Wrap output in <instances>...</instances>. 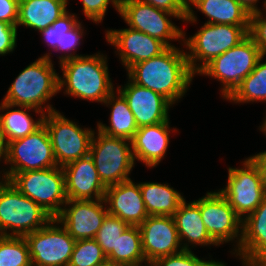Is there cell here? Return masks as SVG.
Here are the masks:
<instances>
[{
  "mask_svg": "<svg viewBox=\"0 0 266 266\" xmlns=\"http://www.w3.org/2000/svg\"><path fill=\"white\" fill-rule=\"evenodd\" d=\"M126 73L133 83L161 94L173 105L184 97L195 77L189 68L186 50L176 46L132 65Z\"/></svg>",
  "mask_w": 266,
  "mask_h": 266,
  "instance_id": "6da1fadb",
  "label": "cell"
},
{
  "mask_svg": "<svg viewBox=\"0 0 266 266\" xmlns=\"http://www.w3.org/2000/svg\"><path fill=\"white\" fill-rule=\"evenodd\" d=\"M59 65L63 75L58 77L59 93L64 90V95L103 104L114 92L107 55L101 52L68 59Z\"/></svg>",
  "mask_w": 266,
  "mask_h": 266,
  "instance_id": "7a4b0ae2",
  "label": "cell"
},
{
  "mask_svg": "<svg viewBox=\"0 0 266 266\" xmlns=\"http://www.w3.org/2000/svg\"><path fill=\"white\" fill-rule=\"evenodd\" d=\"M51 55L52 51L45 53L24 68L1 101L31 107L45 114L56 111L53 105L47 103L59 93V73L54 68Z\"/></svg>",
  "mask_w": 266,
  "mask_h": 266,
  "instance_id": "3957f363",
  "label": "cell"
},
{
  "mask_svg": "<svg viewBox=\"0 0 266 266\" xmlns=\"http://www.w3.org/2000/svg\"><path fill=\"white\" fill-rule=\"evenodd\" d=\"M248 32L249 27L209 23H204L189 38L185 37L186 33L183 31L182 46H186V57L191 72L194 75L198 74L214 58L243 41Z\"/></svg>",
  "mask_w": 266,
  "mask_h": 266,
  "instance_id": "277c9868",
  "label": "cell"
},
{
  "mask_svg": "<svg viewBox=\"0 0 266 266\" xmlns=\"http://www.w3.org/2000/svg\"><path fill=\"white\" fill-rule=\"evenodd\" d=\"M52 218L10 181L0 178V235L24 237L45 226Z\"/></svg>",
  "mask_w": 266,
  "mask_h": 266,
  "instance_id": "5b68a950",
  "label": "cell"
},
{
  "mask_svg": "<svg viewBox=\"0 0 266 266\" xmlns=\"http://www.w3.org/2000/svg\"><path fill=\"white\" fill-rule=\"evenodd\" d=\"M263 56L248 35L238 45L214 58L197 75L209 76L221 83V96L226 100L256 67Z\"/></svg>",
  "mask_w": 266,
  "mask_h": 266,
  "instance_id": "8992f818",
  "label": "cell"
},
{
  "mask_svg": "<svg viewBox=\"0 0 266 266\" xmlns=\"http://www.w3.org/2000/svg\"><path fill=\"white\" fill-rule=\"evenodd\" d=\"M89 154L106 187L131 179L129 175L136 165L131 140L111 137L96 130Z\"/></svg>",
  "mask_w": 266,
  "mask_h": 266,
  "instance_id": "52a82bcc",
  "label": "cell"
},
{
  "mask_svg": "<svg viewBox=\"0 0 266 266\" xmlns=\"http://www.w3.org/2000/svg\"><path fill=\"white\" fill-rule=\"evenodd\" d=\"M241 166L227 169V185L218 191L244 220L266 197V180L259 166L250 157L244 159Z\"/></svg>",
  "mask_w": 266,
  "mask_h": 266,
  "instance_id": "ba28073f",
  "label": "cell"
},
{
  "mask_svg": "<svg viewBox=\"0 0 266 266\" xmlns=\"http://www.w3.org/2000/svg\"><path fill=\"white\" fill-rule=\"evenodd\" d=\"M10 183L55 218L67 202L62 167L16 173Z\"/></svg>",
  "mask_w": 266,
  "mask_h": 266,
  "instance_id": "9c48e42d",
  "label": "cell"
},
{
  "mask_svg": "<svg viewBox=\"0 0 266 266\" xmlns=\"http://www.w3.org/2000/svg\"><path fill=\"white\" fill-rule=\"evenodd\" d=\"M5 164L9 166L2 168L0 178L8 181L19 172L56 167L51 139L45 125L28 136L9 142Z\"/></svg>",
  "mask_w": 266,
  "mask_h": 266,
  "instance_id": "30bf717a",
  "label": "cell"
},
{
  "mask_svg": "<svg viewBox=\"0 0 266 266\" xmlns=\"http://www.w3.org/2000/svg\"><path fill=\"white\" fill-rule=\"evenodd\" d=\"M43 124L48 130L57 166L63 167L89 155L94 129L80 127L59 110L45 114Z\"/></svg>",
  "mask_w": 266,
  "mask_h": 266,
  "instance_id": "8fae6325",
  "label": "cell"
},
{
  "mask_svg": "<svg viewBox=\"0 0 266 266\" xmlns=\"http://www.w3.org/2000/svg\"><path fill=\"white\" fill-rule=\"evenodd\" d=\"M119 14L129 28L146 33L167 47H174L173 40L183 42V30L171 20L178 17L168 11L136 0H120Z\"/></svg>",
  "mask_w": 266,
  "mask_h": 266,
  "instance_id": "7c38bea8",
  "label": "cell"
},
{
  "mask_svg": "<svg viewBox=\"0 0 266 266\" xmlns=\"http://www.w3.org/2000/svg\"><path fill=\"white\" fill-rule=\"evenodd\" d=\"M24 238L32 266H68L76 240L55 218Z\"/></svg>",
  "mask_w": 266,
  "mask_h": 266,
  "instance_id": "4fadbf2b",
  "label": "cell"
},
{
  "mask_svg": "<svg viewBox=\"0 0 266 266\" xmlns=\"http://www.w3.org/2000/svg\"><path fill=\"white\" fill-rule=\"evenodd\" d=\"M200 214L210 237L219 246L234 242V249L230 251L233 255L239 249L242 239L243 220L226 198L218 190L207 192L200 198Z\"/></svg>",
  "mask_w": 266,
  "mask_h": 266,
  "instance_id": "5bb4252c",
  "label": "cell"
},
{
  "mask_svg": "<svg viewBox=\"0 0 266 266\" xmlns=\"http://www.w3.org/2000/svg\"><path fill=\"white\" fill-rule=\"evenodd\" d=\"M108 214L106 202L99 200L67 199L56 220L76 241L94 239Z\"/></svg>",
  "mask_w": 266,
  "mask_h": 266,
  "instance_id": "9a60e30c",
  "label": "cell"
},
{
  "mask_svg": "<svg viewBox=\"0 0 266 266\" xmlns=\"http://www.w3.org/2000/svg\"><path fill=\"white\" fill-rule=\"evenodd\" d=\"M104 37L109 45L115 47L114 53L126 71L140 61L159 56L168 48L162 41L129 27L108 29Z\"/></svg>",
  "mask_w": 266,
  "mask_h": 266,
  "instance_id": "2e32d148",
  "label": "cell"
},
{
  "mask_svg": "<svg viewBox=\"0 0 266 266\" xmlns=\"http://www.w3.org/2000/svg\"><path fill=\"white\" fill-rule=\"evenodd\" d=\"M117 86V91L125 98L132 111L138 128L155 125L170 120L169 109L173 104L161 94L133 83Z\"/></svg>",
  "mask_w": 266,
  "mask_h": 266,
  "instance_id": "e0dca14e",
  "label": "cell"
},
{
  "mask_svg": "<svg viewBox=\"0 0 266 266\" xmlns=\"http://www.w3.org/2000/svg\"><path fill=\"white\" fill-rule=\"evenodd\" d=\"M138 227L147 263L183 251L172 216H148Z\"/></svg>",
  "mask_w": 266,
  "mask_h": 266,
  "instance_id": "ac0fdd59",
  "label": "cell"
},
{
  "mask_svg": "<svg viewBox=\"0 0 266 266\" xmlns=\"http://www.w3.org/2000/svg\"><path fill=\"white\" fill-rule=\"evenodd\" d=\"M104 200L108 214L120 218L129 226H139L149 216L139 183L132 179L107 186Z\"/></svg>",
  "mask_w": 266,
  "mask_h": 266,
  "instance_id": "d6986e66",
  "label": "cell"
},
{
  "mask_svg": "<svg viewBox=\"0 0 266 266\" xmlns=\"http://www.w3.org/2000/svg\"><path fill=\"white\" fill-rule=\"evenodd\" d=\"M67 199H104L107 187L100 180L93 158L89 155L63 166Z\"/></svg>",
  "mask_w": 266,
  "mask_h": 266,
  "instance_id": "ffe728a7",
  "label": "cell"
},
{
  "mask_svg": "<svg viewBox=\"0 0 266 266\" xmlns=\"http://www.w3.org/2000/svg\"><path fill=\"white\" fill-rule=\"evenodd\" d=\"M170 120L155 125L138 128L132 143L134 161H141L150 169L157 167L165 158L170 144V132L176 133L178 129H171Z\"/></svg>",
  "mask_w": 266,
  "mask_h": 266,
  "instance_id": "44dd1931",
  "label": "cell"
},
{
  "mask_svg": "<svg viewBox=\"0 0 266 266\" xmlns=\"http://www.w3.org/2000/svg\"><path fill=\"white\" fill-rule=\"evenodd\" d=\"M247 264H266V197L242 223V239L233 254Z\"/></svg>",
  "mask_w": 266,
  "mask_h": 266,
  "instance_id": "7402d4cb",
  "label": "cell"
},
{
  "mask_svg": "<svg viewBox=\"0 0 266 266\" xmlns=\"http://www.w3.org/2000/svg\"><path fill=\"white\" fill-rule=\"evenodd\" d=\"M187 7V23H197V9L208 18L205 23L249 27L250 13L237 0H188Z\"/></svg>",
  "mask_w": 266,
  "mask_h": 266,
  "instance_id": "603a6c76",
  "label": "cell"
},
{
  "mask_svg": "<svg viewBox=\"0 0 266 266\" xmlns=\"http://www.w3.org/2000/svg\"><path fill=\"white\" fill-rule=\"evenodd\" d=\"M183 250H191L196 246H219L209 235L200 214V198L192 202L186 199L173 214ZM192 246V247H189Z\"/></svg>",
  "mask_w": 266,
  "mask_h": 266,
  "instance_id": "cb8c5ba5",
  "label": "cell"
},
{
  "mask_svg": "<svg viewBox=\"0 0 266 266\" xmlns=\"http://www.w3.org/2000/svg\"><path fill=\"white\" fill-rule=\"evenodd\" d=\"M30 111L40 114V117L34 120ZM0 113V132L6 145L11 141L34 133L43 125L45 116L44 112L37 109L12 105L3 101L0 102Z\"/></svg>",
  "mask_w": 266,
  "mask_h": 266,
  "instance_id": "d4e9b609",
  "label": "cell"
},
{
  "mask_svg": "<svg viewBox=\"0 0 266 266\" xmlns=\"http://www.w3.org/2000/svg\"><path fill=\"white\" fill-rule=\"evenodd\" d=\"M69 0H20L17 29L25 26L38 32L51 26L69 9Z\"/></svg>",
  "mask_w": 266,
  "mask_h": 266,
  "instance_id": "484cf974",
  "label": "cell"
},
{
  "mask_svg": "<svg viewBox=\"0 0 266 266\" xmlns=\"http://www.w3.org/2000/svg\"><path fill=\"white\" fill-rule=\"evenodd\" d=\"M103 104L111 108L110 125L98 121L97 130L111 137L132 140L138 130V125L125 98L116 90Z\"/></svg>",
  "mask_w": 266,
  "mask_h": 266,
  "instance_id": "4316f807",
  "label": "cell"
},
{
  "mask_svg": "<svg viewBox=\"0 0 266 266\" xmlns=\"http://www.w3.org/2000/svg\"><path fill=\"white\" fill-rule=\"evenodd\" d=\"M149 216H173L185 200L182 193L168 183L139 182Z\"/></svg>",
  "mask_w": 266,
  "mask_h": 266,
  "instance_id": "83f0119b",
  "label": "cell"
},
{
  "mask_svg": "<svg viewBox=\"0 0 266 266\" xmlns=\"http://www.w3.org/2000/svg\"><path fill=\"white\" fill-rule=\"evenodd\" d=\"M106 258L119 266L146 264L139 227L128 226L116 242V251H111Z\"/></svg>",
  "mask_w": 266,
  "mask_h": 266,
  "instance_id": "f1b7e54d",
  "label": "cell"
},
{
  "mask_svg": "<svg viewBox=\"0 0 266 266\" xmlns=\"http://www.w3.org/2000/svg\"><path fill=\"white\" fill-rule=\"evenodd\" d=\"M263 55L253 71L244 78L235 91L226 99L235 104L266 103V59ZM264 61V62H263Z\"/></svg>",
  "mask_w": 266,
  "mask_h": 266,
  "instance_id": "f546056e",
  "label": "cell"
},
{
  "mask_svg": "<svg viewBox=\"0 0 266 266\" xmlns=\"http://www.w3.org/2000/svg\"><path fill=\"white\" fill-rule=\"evenodd\" d=\"M0 266H32L24 237L0 235Z\"/></svg>",
  "mask_w": 266,
  "mask_h": 266,
  "instance_id": "4dcf8cb0",
  "label": "cell"
},
{
  "mask_svg": "<svg viewBox=\"0 0 266 266\" xmlns=\"http://www.w3.org/2000/svg\"><path fill=\"white\" fill-rule=\"evenodd\" d=\"M106 259L95 239L78 240L75 242L68 266H96Z\"/></svg>",
  "mask_w": 266,
  "mask_h": 266,
  "instance_id": "1f68e13d",
  "label": "cell"
},
{
  "mask_svg": "<svg viewBox=\"0 0 266 266\" xmlns=\"http://www.w3.org/2000/svg\"><path fill=\"white\" fill-rule=\"evenodd\" d=\"M129 225L116 216L107 214L102 226L96 233L94 239L107 256L111 251H116V242Z\"/></svg>",
  "mask_w": 266,
  "mask_h": 266,
  "instance_id": "d6a6232c",
  "label": "cell"
},
{
  "mask_svg": "<svg viewBox=\"0 0 266 266\" xmlns=\"http://www.w3.org/2000/svg\"><path fill=\"white\" fill-rule=\"evenodd\" d=\"M75 13H70L69 10L58 18L51 26L40 31L44 39V43L53 51L60 46L61 35L70 31L80 20Z\"/></svg>",
  "mask_w": 266,
  "mask_h": 266,
  "instance_id": "836d02e7",
  "label": "cell"
},
{
  "mask_svg": "<svg viewBox=\"0 0 266 266\" xmlns=\"http://www.w3.org/2000/svg\"><path fill=\"white\" fill-rule=\"evenodd\" d=\"M84 34H86L84 31V26L82 22L79 21L70 31L65 32L61 35L60 46L57 47L54 51H58L59 54L62 52V55H58L57 57L59 59V64L68 59L85 55H79L76 53V50L78 49L79 45L81 44V41L83 40L82 38Z\"/></svg>",
  "mask_w": 266,
  "mask_h": 266,
  "instance_id": "e575fe53",
  "label": "cell"
},
{
  "mask_svg": "<svg viewBox=\"0 0 266 266\" xmlns=\"http://www.w3.org/2000/svg\"><path fill=\"white\" fill-rule=\"evenodd\" d=\"M210 261L197 257L192 250H183L174 255L160 257L150 264L152 266H206Z\"/></svg>",
  "mask_w": 266,
  "mask_h": 266,
  "instance_id": "d590c367",
  "label": "cell"
},
{
  "mask_svg": "<svg viewBox=\"0 0 266 266\" xmlns=\"http://www.w3.org/2000/svg\"><path fill=\"white\" fill-rule=\"evenodd\" d=\"M81 2L85 17L96 24L103 22L109 4H112L118 13L120 11V0H81Z\"/></svg>",
  "mask_w": 266,
  "mask_h": 266,
  "instance_id": "8d00e7d4",
  "label": "cell"
},
{
  "mask_svg": "<svg viewBox=\"0 0 266 266\" xmlns=\"http://www.w3.org/2000/svg\"><path fill=\"white\" fill-rule=\"evenodd\" d=\"M248 35L256 43L261 53L266 56V17L261 12L250 14Z\"/></svg>",
  "mask_w": 266,
  "mask_h": 266,
  "instance_id": "74e56055",
  "label": "cell"
},
{
  "mask_svg": "<svg viewBox=\"0 0 266 266\" xmlns=\"http://www.w3.org/2000/svg\"><path fill=\"white\" fill-rule=\"evenodd\" d=\"M138 2L152 5L158 9L168 11L178 17V20L185 21L187 18L188 0H136Z\"/></svg>",
  "mask_w": 266,
  "mask_h": 266,
  "instance_id": "f35d334b",
  "label": "cell"
},
{
  "mask_svg": "<svg viewBox=\"0 0 266 266\" xmlns=\"http://www.w3.org/2000/svg\"><path fill=\"white\" fill-rule=\"evenodd\" d=\"M17 31V26L0 21V56H5L15 51Z\"/></svg>",
  "mask_w": 266,
  "mask_h": 266,
  "instance_id": "ab89813d",
  "label": "cell"
},
{
  "mask_svg": "<svg viewBox=\"0 0 266 266\" xmlns=\"http://www.w3.org/2000/svg\"><path fill=\"white\" fill-rule=\"evenodd\" d=\"M20 0H0V21L17 26Z\"/></svg>",
  "mask_w": 266,
  "mask_h": 266,
  "instance_id": "60d3db41",
  "label": "cell"
},
{
  "mask_svg": "<svg viewBox=\"0 0 266 266\" xmlns=\"http://www.w3.org/2000/svg\"><path fill=\"white\" fill-rule=\"evenodd\" d=\"M260 168L261 174L266 180V151L249 156Z\"/></svg>",
  "mask_w": 266,
  "mask_h": 266,
  "instance_id": "b9f144b4",
  "label": "cell"
},
{
  "mask_svg": "<svg viewBox=\"0 0 266 266\" xmlns=\"http://www.w3.org/2000/svg\"><path fill=\"white\" fill-rule=\"evenodd\" d=\"M250 14L254 12H261L258 8L259 0H237Z\"/></svg>",
  "mask_w": 266,
  "mask_h": 266,
  "instance_id": "7bdbcfd3",
  "label": "cell"
},
{
  "mask_svg": "<svg viewBox=\"0 0 266 266\" xmlns=\"http://www.w3.org/2000/svg\"><path fill=\"white\" fill-rule=\"evenodd\" d=\"M6 148H7V145H6L4 138L0 132V162L3 160L4 164L6 162Z\"/></svg>",
  "mask_w": 266,
  "mask_h": 266,
  "instance_id": "ee69618b",
  "label": "cell"
},
{
  "mask_svg": "<svg viewBox=\"0 0 266 266\" xmlns=\"http://www.w3.org/2000/svg\"><path fill=\"white\" fill-rule=\"evenodd\" d=\"M227 263H224V261H216V260H212L206 265V266H226Z\"/></svg>",
  "mask_w": 266,
  "mask_h": 266,
  "instance_id": "f6af8a7d",
  "label": "cell"
},
{
  "mask_svg": "<svg viewBox=\"0 0 266 266\" xmlns=\"http://www.w3.org/2000/svg\"><path fill=\"white\" fill-rule=\"evenodd\" d=\"M96 266H119V265H117V264L113 263L112 261L106 259L104 262H102V263H100V264H98Z\"/></svg>",
  "mask_w": 266,
  "mask_h": 266,
  "instance_id": "bcb514c9",
  "label": "cell"
},
{
  "mask_svg": "<svg viewBox=\"0 0 266 266\" xmlns=\"http://www.w3.org/2000/svg\"><path fill=\"white\" fill-rule=\"evenodd\" d=\"M264 118H265V119H264ZM264 118H263V122H262L261 126H259V130H260L261 132H263L264 135L266 136V115H265Z\"/></svg>",
  "mask_w": 266,
  "mask_h": 266,
  "instance_id": "7dc6e473",
  "label": "cell"
},
{
  "mask_svg": "<svg viewBox=\"0 0 266 266\" xmlns=\"http://www.w3.org/2000/svg\"><path fill=\"white\" fill-rule=\"evenodd\" d=\"M264 5H263V7H262V9H261V13L263 14V15H266V0H264V2H262ZM264 12H263V11ZM266 17V16H265Z\"/></svg>",
  "mask_w": 266,
  "mask_h": 266,
  "instance_id": "c3c4849f",
  "label": "cell"
},
{
  "mask_svg": "<svg viewBox=\"0 0 266 266\" xmlns=\"http://www.w3.org/2000/svg\"><path fill=\"white\" fill-rule=\"evenodd\" d=\"M243 266H266V264H247V263H242Z\"/></svg>",
  "mask_w": 266,
  "mask_h": 266,
  "instance_id": "681fc988",
  "label": "cell"
},
{
  "mask_svg": "<svg viewBox=\"0 0 266 266\" xmlns=\"http://www.w3.org/2000/svg\"><path fill=\"white\" fill-rule=\"evenodd\" d=\"M140 266H152L150 263H146L145 265H140Z\"/></svg>",
  "mask_w": 266,
  "mask_h": 266,
  "instance_id": "f907efd6",
  "label": "cell"
}]
</instances>
